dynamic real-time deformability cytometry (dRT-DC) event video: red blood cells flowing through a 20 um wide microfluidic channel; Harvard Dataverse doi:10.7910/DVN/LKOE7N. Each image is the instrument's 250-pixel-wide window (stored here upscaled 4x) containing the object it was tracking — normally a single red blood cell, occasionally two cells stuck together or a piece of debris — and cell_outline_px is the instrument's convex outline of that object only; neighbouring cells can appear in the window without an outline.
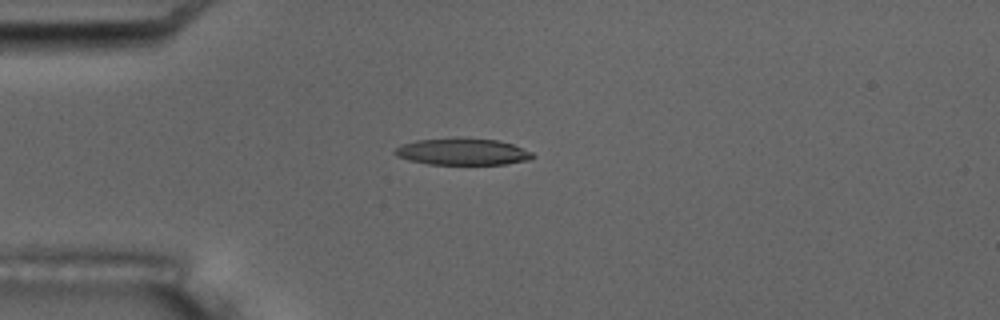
{"species": "common noctule bat (a hibernating species)", "species_latin": "Nyctalus noctula", "temperature_condition": "room temperature", "stored_images_in_passage": 9, "camera_frame_rate_fps": 3000, "um_per_image_px": 0.085, "animal": {"sex": "male", "body_mass_g": 17.5, "forearm_length_mm": 52.3}, "frame": {"image": 1, "passage_image": 3, "time_ms": 2.333, "image_size_px": [1000, 320], "cell_outline_px": [[536, 156], [528, 160], [504, 164], [428, 164], [408, 160], [396, 156], [392, 152], [400, 144], [416, 140], [456, 136], [460, 136], [496, 140], [512, 144], [532, 152]], "centroid_in_image_um": [39.26, 12.87], "position_along_channel_um": 45.7, "area_um2": 21.91}}
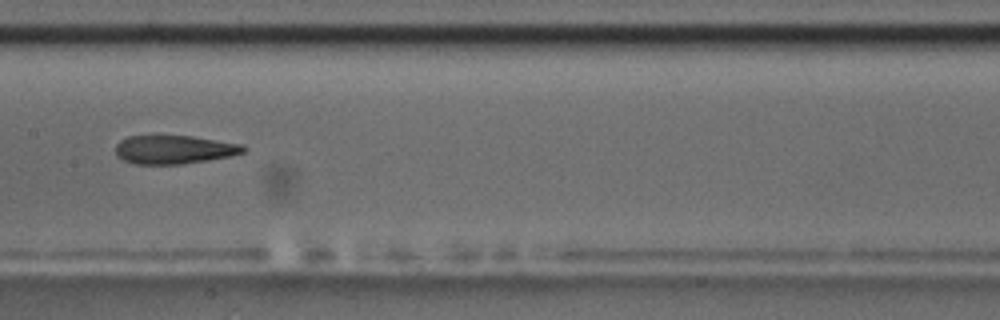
{"frame": {"image": 2, "passage_image": 7, "time_ms": 7.0, "image_size_px": [1000, 320], "cell_outline_px": [[248, 148], [244, 152], [228, 156], [208, 160], [180, 164], [132, 164], [116, 156], [116, 144], [120, 140], [128, 136], [192, 136], [240, 144]], "centroid_in_image_um": [14.76, 12.72], "position_along_channel_um": 192.6, "area_um2": 21.15}}